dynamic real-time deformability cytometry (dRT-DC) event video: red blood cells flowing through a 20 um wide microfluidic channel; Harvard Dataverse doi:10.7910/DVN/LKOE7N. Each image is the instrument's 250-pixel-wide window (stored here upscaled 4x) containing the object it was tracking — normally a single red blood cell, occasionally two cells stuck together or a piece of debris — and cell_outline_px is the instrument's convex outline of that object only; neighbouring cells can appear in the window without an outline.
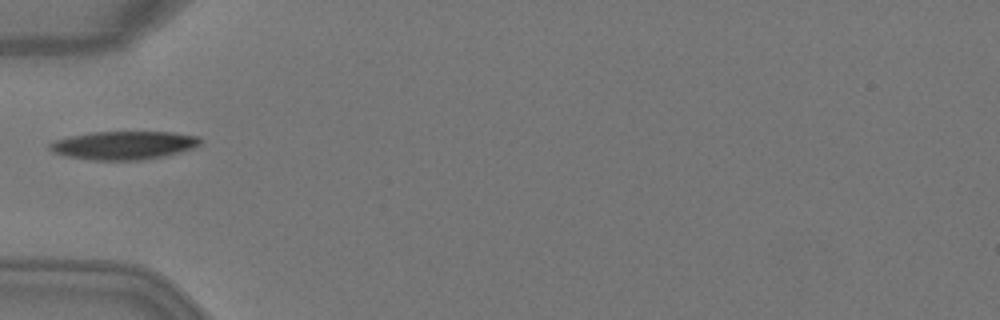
{"species": "Egyptian fruit bat (a non-hibernating species)", "species_latin": "Rousettus aegyptiacus", "temperature_condition": "warm", "stored_images_in_passage": 3, "camera_frame_rate_fps": 3000, "um_per_image_px": 0.085, "animal": {"sex": "female"}, "frame": {"image": 1, "passage_image": 2, "time_ms": 0.333, "image_size_px": [1000, 320], "cell_outline_px": [[200, 144], [192, 148], [180, 152], [164, 156], [140, 160], [88, 160], [64, 156], [52, 152], [48, 148], [48, 144], [56, 140], [72, 136], [92, 132], [172, 132], [200, 136]], "centroid_in_image_um": [10.49, 12.35], "position_along_channel_um": 74.5, "area_um2": 24.91}}